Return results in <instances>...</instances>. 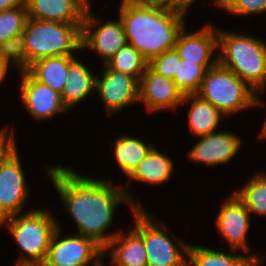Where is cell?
Here are the masks:
<instances>
[{
	"label": "cell",
	"instance_id": "obj_15",
	"mask_svg": "<svg viewBox=\"0 0 266 266\" xmlns=\"http://www.w3.org/2000/svg\"><path fill=\"white\" fill-rule=\"evenodd\" d=\"M183 93L172 79L154 72L149 66L139 80V103L149 114L164 110L178 112Z\"/></svg>",
	"mask_w": 266,
	"mask_h": 266
},
{
	"label": "cell",
	"instance_id": "obj_29",
	"mask_svg": "<svg viewBox=\"0 0 266 266\" xmlns=\"http://www.w3.org/2000/svg\"><path fill=\"white\" fill-rule=\"evenodd\" d=\"M27 18L26 6L0 12V45L11 37L21 35Z\"/></svg>",
	"mask_w": 266,
	"mask_h": 266
},
{
	"label": "cell",
	"instance_id": "obj_18",
	"mask_svg": "<svg viewBox=\"0 0 266 266\" xmlns=\"http://www.w3.org/2000/svg\"><path fill=\"white\" fill-rule=\"evenodd\" d=\"M89 0H26L28 18L37 21H56L64 24H83Z\"/></svg>",
	"mask_w": 266,
	"mask_h": 266
},
{
	"label": "cell",
	"instance_id": "obj_26",
	"mask_svg": "<svg viewBox=\"0 0 266 266\" xmlns=\"http://www.w3.org/2000/svg\"><path fill=\"white\" fill-rule=\"evenodd\" d=\"M216 63H196L181 59L173 81L177 88L186 94H196L200 89L207 70Z\"/></svg>",
	"mask_w": 266,
	"mask_h": 266
},
{
	"label": "cell",
	"instance_id": "obj_40",
	"mask_svg": "<svg viewBox=\"0 0 266 266\" xmlns=\"http://www.w3.org/2000/svg\"><path fill=\"white\" fill-rule=\"evenodd\" d=\"M105 259H106L105 257L102 258V266H106V264L104 263L105 262ZM109 266H111V265H109Z\"/></svg>",
	"mask_w": 266,
	"mask_h": 266
},
{
	"label": "cell",
	"instance_id": "obj_3",
	"mask_svg": "<svg viewBox=\"0 0 266 266\" xmlns=\"http://www.w3.org/2000/svg\"><path fill=\"white\" fill-rule=\"evenodd\" d=\"M243 33L217 27L218 63L262 95L266 91V39Z\"/></svg>",
	"mask_w": 266,
	"mask_h": 266
},
{
	"label": "cell",
	"instance_id": "obj_24",
	"mask_svg": "<svg viewBox=\"0 0 266 266\" xmlns=\"http://www.w3.org/2000/svg\"><path fill=\"white\" fill-rule=\"evenodd\" d=\"M51 56L31 64L27 72L38 82L61 94L68 81L69 65L79 56Z\"/></svg>",
	"mask_w": 266,
	"mask_h": 266
},
{
	"label": "cell",
	"instance_id": "obj_27",
	"mask_svg": "<svg viewBox=\"0 0 266 266\" xmlns=\"http://www.w3.org/2000/svg\"><path fill=\"white\" fill-rule=\"evenodd\" d=\"M105 65L113 71L130 74L140 80L148 67V61L137 49L127 43Z\"/></svg>",
	"mask_w": 266,
	"mask_h": 266
},
{
	"label": "cell",
	"instance_id": "obj_5",
	"mask_svg": "<svg viewBox=\"0 0 266 266\" xmlns=\"http://www.w3.org/2000/svg\"><path fill=\"white\" fill-rule=\"evenodd\" d=\"M196 94L210 102L228 119L248 109L266 107L261 95L218 62L207 70Z\"/></svg>",
	"mask_w": 266,
	"mask_h": 266
},
{
	"label": "cell",
	"instance_id": "obj_22",
	"mask_svg": "<svg viewBox=\"0 0 266 266\" xmlns=\"http://www.w3.org/2000/svg\"><path fill=\"white\" fill-rule=\"evenodd\" d=\"M149 143L144 142V139L125 133L114 138L109 151H113L112 156H114L122 176L128 178L135 171L139 162L155 146L153 143Z\"/></svg>",
	"mask_w": 266,
	"mask_h": 266
},
{
	"label": "cell",
	"instance_id": "obj_6",
	"mask_svg": "<svg viewBox=\"0 0 266 266\" xmlns=\"http://www.w3.org/2000/svg\"><path fill=\"white\" fill-rule=\"evenodd\" d=\"M132 217L134 223L130 226L143 238L147 266H187L190 242L174 234L166 222L145 208H136ZM170 234L174 235L170 238Z\"/></svg>",
	"mask_w": 266,
	"mask_h": 266
},
{
	"label": "cell",
	"instance_id": "obj_8",
	"mask_svg": "<svg viewBox=\"0 0 266 266\" xmlns=\"http://www.w3.org/2000/svg\"><path fill=\"white\" fill-rule=\"evenodd\" d=\"M224 198L214 218L217 232L227 242L228 250L243 252L261 266L266 261V255L250 253L251 248L247 242L252 224L250 212L233 192Z\"/></svg>",
	"mask_w": 266,
	"mask_h": 266
},
{
	"label": "cell",
	"instance_id": "obj_19",
	"mask_svg": "<svg viewBox=\"0 0 266 266\" xmlns=\"http://www.w3.org/2000/svg\"><path fill=\"white\" fill-rule=\"evenodd\" d=\"M121 230L104 248L103 256H109L111 266H147L143 238L131 227ZM108 253V254H107Z\"/></svg>",
	"mask_w": 266,
	"mask_h": 266
},
{
	"label": "cell",
	"instance_id": "obj_30",
	"mask_svg": "<svg viewBox=\"0 0 266 266\" xmlns=\"http://www.w3.org/2000/svg\"><path fill=\"white\" fill-rule=\"evenodd\" d=\"M217 9L237 18L264 15L266 0H224Z\"/></svg>",
	"mask_w": 266,
	"mask_h": 266
},
{
	"label": "cell",
	"instance_id": "obj_12",
	"mask_svg": "<svg viewBox=\"0 0 266 266\" xmlns=\"http://www.w3.org/2000/svg\"><path fill=\"white\" fill-rule=\"evenodd\" d=\"M22 166L17 149L0 167V210L7 217L36 208L25 209L31 192Z\"/></svg>",
	"mask_w": 266,
	"mask_h": 266
},
{
	"label": "cell",
	"instance_id": "obj_1",
	"mask_svg": "<svg viewBox=\"0 0 266 266\" xmlns=\"http://www.w3.org/2000/svg\"><path fill=\"white\" fill-rule=\"evenodd\" d=\"M44 167L46 178L60 197L62 210L76 225L77 234L92 238L104 249L122 230L112 228L116 208L126 205L131 214L136 209L121 183L116 185L107 177L81 175L72 165L48 163Z\"/></svg>",
	"mask_w": 266,
	"mask_h": 266
},
{
	"label": "cell",
	"instance_id": "obj_17",
	"mask_svg": "<svg viewBox=\"0 0 266 266\" xmlns=\"http://www.w3.org/2000/svg\"><path fill=\"white\" fill-rule=\"evenodd\" d=\"M187 30L186 24L179 32L174 47L180 59L196 63H217V26L207 23L195 31Z\"/></svg>",
	"mask_w": 266,
	"mask_h": 266
},
{
	"label": "cell",
	"instance_id": "obj_2",
	"mask_svg": "<svg viewBox=\"0 0 266 266\" xmlns=\"http://www.w3.org/2000/svg\"><path fill=\"white\" fill-rule=\"evenodd\" d=\"M117 8L127 43L148 62L174 49L189 14L188 9L154 0H121Z\"/></svg>",
	"mask_w": 266,
	"mask_h": 266
},
{
	"label": "cell",
	"instance_id": "obj_10",
	"mask_svg": "<svg viewBox=\"0 0 266 266\" xmlns=\"http://www.w3.org/2000/svg\"><path fill=\"white\" fill-rule=\"evenodd\" d=\"M91 9L90 5L82 24L81 53L85 50L93 51L100 57L102 64H105L127 44L124 28L119 16L116 20H105L104 17L99 18L98 14L91 12Z\"/></svg>",
	"mask_w": 266,
	"mask_h": 266
},
{
	"label": "cell",
	"instance_id": "obj_25",
	"mask_svg": "<svg viewBox=\"0 0 266 266\" xmlns=\"http://www.w3.org/2000/svg\"><path fill=\"white\" fill-rule=\"evenodd\" d=\"M232 192L248 209L251 216H266V171L261 169L249 177L248 182Z\"/></svg>",
	"mask_w": 266,
	"mask_h": 266
},
{
	"label": "cell",
	"instance_id": "obj_36",
	"mask_svg": "<svg viewBox=\"0 0 266 266\" xmlns=\"http://www.w3.org/2000/svg\"><path fill=\"white\" fill-rule=\"evenodd\" d=\"M265 121H263V125L261 126V130H260V134H259V139H263L266 140V118L264 119Z\"/></svg>",
	"mask_w": 266,
	"mask_h": 266
},
{
	"label": "cell",
	"instance_id": "obj_14",
	"mask_svg": "<svg viewBox=\"0 0 266 266\" xmlns=\"http://www.w3.org/2000/svg\"><path fill=\"white\" fill-rule=\"evenodd\" d=\"M20 98L26 112L36 122L51 120L58 114L69 113L61 94L35 80L27 71L18 72ZM62 113V114H61Z\"/></svg>",
	"mask_w": 266,
	"mask_h": 266
},
{
	"label": "cell",
	"instance_id": "obj_34",
	"mask_svg": "<svg viewBox=\"0 0 266 266\" xmlns=\"http://www.w3.org/2000/svg\"><path fill=\"white\" fill-rule=\"evenodd\" d=\"M154 1L168 3L190 10L191 6L195 4L197 0H154Z\"/></svg>",
	"mask_w": 266,
	"mask_h": 266
},
{
	"label": "cell",
	"instance_id": "obj_20",
	"mask_svg": "<svg viewBox=\"0 0 266 266\" xmlns=\"http://www.w3.org/2000/svg\"><path fill=\"white\" fill-rule=\"evenodd\" d=\"M182 105H189L187 126L194 138L221 130L222 128L219 129L220 123L227 118L210 102L203 100L197 94L184 95L180 109L184 107Z\"/></svg>",
	"mask_w": 266,
	"mask_h": 266
},
{
	"label": "cell",
	"instance_id": "obj_9",
	"mask_svg": "<svg viewBox=\"0 0 266 266\" xmlns=\"http://www.w3.org/2000/svg\"><path fill=\"white\" fill-rule=\"evenodd\" d=\"M54 232L42 266H94L104 256V249L92 238L75 233L63 236L60 226Z\"/></svg>",
	"mask_w": 266,
	"mask_h": 266
},
{
	"label": "cell",
	"instance_id": "obj_37",
	"mask_svg": "<svg viewBox=\"0 0 266 266\" xmlns=\"http://www.w3.org/2000/svg\"><path fill=\"white\" fill-rule=\"evenodd\" d=\"M199 1V0H197ZM201 1V0H200ZM203 1V0H202ZM213 1V2H212ZM213 3V4H212ZM213 7L217 8L221 4V0H211V3Z\"/></svg>",
	"mask_w": 266,
	"mask_h": 266
},
{
	"label": "cell",
	"instance_id": "obj_13",
	"mask_svg": "<svg viewBox=\"0 0 266 266\" xmlns=\"http://www.w3.org/2000/svg\"><path fill=\"white\" fill-rule=\"evenodd\" d=\"M242 139L237 133L222 129L197 137L196 143L186 155L189 161L200 163L202 166H224L239 155L244 143Z\"/></svg>",
	"mask_w": 266,
	"mask_h": 266
},
{
	"label": "cell",
	"instance_id": "obj_31",
	"mask_svg": "<svg viewBox=\"0 0 266 266\" xmlns=\"http://www.w3.org/2000/svg\"><path fill=\"white\" fill-rule=\"evenodd\" d=\"M178 62H181V59L176 50L173 49L153 57L148 62V66L157 74L173 80Z\"/></svg>",
	"mask_w": 266,
	"mask_h": 266
},
{
	"label": "cell",
	"instance_id": "obj_28",
	"mask_svg": "<svg viewBox=\"0 0 266 266\" xmlns=\"http://www.w3.org/2000/svg\"><path fill=\"white\" fill-rule=\"evenodd\" d=\"M0 55L17 72L27 71L30 68V59L26 52L25 39L22 34L11 37L1 44Z\"/></svg>",
	"mask_w": 266,
	"mask_h": 266
},
{
	"label": "cell",
	"instance_id": "obj_16",
	"mask_svg": "<svg viewBox=\"0 0 266 266\" xmlns=\"http://www.w3.org/2000/svg\"><path fill=\"white\" fill-rule=\"evenodd\" d=\"M154 146L147 156L139 162L135 171L127 178L125 185L121 183L125 193L135 208H146L133 196L131 184L140 182L150 186H161L172 179L174 161L168 154L161 152ZM133 182V183H132ZM131 187V188H130ZM139 202V203H138Z\"/></svg>",
	"mask_w": 266,
	"mask_h": 266
},
{
	"label": "cell",
	"instance_id": "obj_7",
	"mask_svg": "<svg viewBox=\"0 0 266 266\" xmlns=\"http://www.w3.org/2000/svg\"><path fill=\"white\" fill-rule=\"evenodd\" d=\"M22 35L30 66L43 58L77 55L78 51H82V24H64L27 18Z\"/></svg>",
	"mask_w": 266,
	"mask_h": 266
},
{
	"label": "cell",
	"instance_id": "obj_23",
	"mask_svg": "<svg viewBox=\"0 0 266 266\" xmlns=\"http://www.w3.org/2000/svg\"><path fill=\"white\" fill-rule=\"evenodd\" d=\"M189 244L187 266H259L250 256L235 250L223 251ZM242 253V254H241Z\"/></svg>",
	"mask_w": 266,
	"mask_h": 266
},
{
	"label": "cell",
	"instance_id": "obj_4",
	"mask_svg": "<svg viewBox=\"0 0 266 266\" xmlns=\"http://www.w3.org/2000/svg\"><path fill=\"white\" fill-rule=\"evenodd\" d=\"M55 213L43 206L12 215L0 225L19 247L15 266H42L54 232L58 229Z\"/></svg>",
	"mask_w": 266,
	"mask_h": 266
},
{
	"label": "cell",
	"instance_id": "obj_32",
	"mask_svg": "<svg viewBox=\"0 0 266 266\" xmlns=\"http://www.w3.org/2000/svg\"><path fill=\"white\" fill-rule=\"evenodd\" d=\"M5 125L0 128V167L18 148L15 128ZM10 129V130H9Z\"/></svg>",
	"mask_w": 266,
	"mask_h": 266
},
{
	"label": "cell",
	"instance_id": "obj_33",
	"mask_svg": "<svg viewBox=\"0 0 266 266\" xmlns=\"http://www.w3.org/2000/svg\"><path fill=\"white\" fill-rule=\"evenodd\" d=\"M26 6V0H0V12Z\"/></svg>",
	"mask_w": 266,
	"mask_h": 266
},
{
	"label": "cell",
	"instance_id": "obj_39",
	"mask_svg": "<svg viewBox=\"0 0 266 266\" xmlns=\"http://www.w3.org/2000/svg\"><path fill=\"white\" fill-rule=\"evenodd\" d=\"M94 266H102V259L99 262H97Z\"/></svg>",
	"mask_w": 266,
	"mask_h": 266
},
{
	"label": "cell",
	"instance_id": "obj_21",
	"mask_svg": "<svg viewBox=\"0 0 266 266\" xmlns=\"http://www.w3.org/2000/svg\"><path fill=\"white\" fill-rule=\"evenodd\" d=\"M86 65L79 57L69 65L66 75L68 81L61 92V99L68 111H72L95 92L97 73Z\"/></svg>",
	"mask_w": 266,
	"mask_h": 266
},
{
	"label": "cell",
	"instance_id": "obj_38",
	"mask_svg": "<svg viewBox=\"0 0 266 266\" xmlns=\"http://www.w3.org/2000/svg\"><path fill=\"white\" fill-rule=\"evenodd\" d=\"M7 216L0 210V225L6 220Z\"/></svg>",
	"mask_w": 266,
	"mask_h": 266
},
{
	"label": "cell",
	"instance_id": "obj_11",
	"mask_svg": "<svg viewBox=\"0 0 266 266\" xmlns=\"http://www.w3.org/2000/svg\"><path fill=\"white\" fill-rule=\"evenodd\" d=\"M101 70L97 72L95 91L108 117L138 105L139 80L135 76L113 71L105 64Z\"/></svg>",
	"mask_w": 266,
	"mask_h": 266
},
{
	"label": "cell",
	"instance_id": "obj_35",
	"mask_svg": "<svg viewBox=\"0 0 266 266\" xmlns=\"http://www.w3.org/2000/svg\"><path fill=\"white\" fill-rule=\"evenodd\" d=\"M11 65H9L0 55V86L6 81Z\"/></svg>",
	"mask_w": 266,
	"mask_h": 266
}]
</instances>
